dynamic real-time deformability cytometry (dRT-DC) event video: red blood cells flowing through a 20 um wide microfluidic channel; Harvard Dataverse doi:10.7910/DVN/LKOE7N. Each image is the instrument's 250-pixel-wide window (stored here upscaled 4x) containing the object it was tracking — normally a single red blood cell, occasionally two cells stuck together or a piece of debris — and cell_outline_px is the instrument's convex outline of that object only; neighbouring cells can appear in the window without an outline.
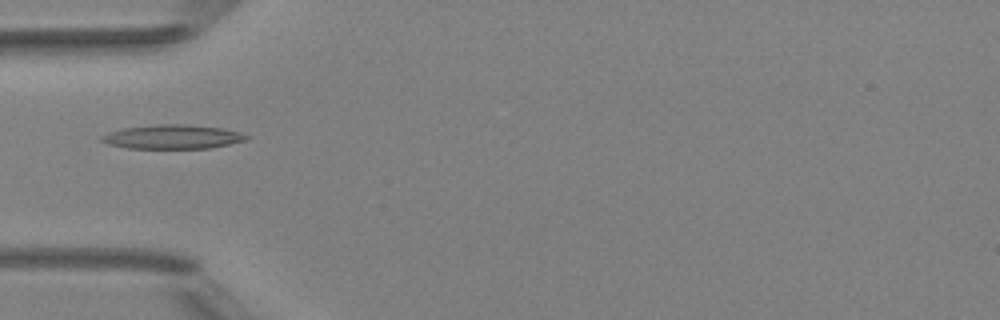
{"species": "Egyptian fruit bat (a non-hibernating species)", "species_latin": "Rousettus aegyptiacus", "temperature_condition": "room temperature", "stored_images_in_passage": 1, "camera_frame_rate_fps": 3000, "um_per_image_px": 0.085, "animal": {"sex": "female"}, "frame": {"image": 1, "passage_image": 1, "time_ms": 0.0, "image_size_px": [1000, 320], "cell_outline_px": [[252, 136], [248, 140], [208, 148], [128, 148], [108, 144], [100, 140], [100, 136], [108, 132], [124, 128], [152, 124], [184, 124], [220, 128], [240, 132]], "centroid_in_image_um": [14.67, 11.62], "position_along_channel_um": 70.3, "area_um2": 20.35}}